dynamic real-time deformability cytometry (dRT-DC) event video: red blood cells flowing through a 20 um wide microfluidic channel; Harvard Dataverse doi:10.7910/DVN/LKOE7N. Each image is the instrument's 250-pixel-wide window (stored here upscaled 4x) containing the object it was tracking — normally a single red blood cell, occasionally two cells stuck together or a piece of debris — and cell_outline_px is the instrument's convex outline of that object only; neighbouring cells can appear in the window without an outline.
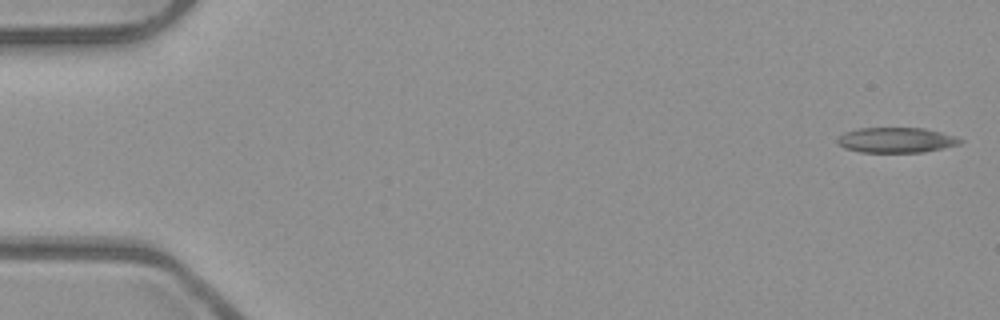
{"species": "common noctule bat (a hibernating species)", "species_latin": "Nyctalus noctula", "temperature_condition": "room temperature", "stored_images_in_passage": 5, "camera_frame_rate_fps": 3000, "um_per_image_px": 0.085, "animal": {"sex": "male", "body_mass_g": 23.1, "forearm_length_mm": 52.7}, "frame": {"image": 1, "passage_image": 1, "time_ms": 0.0, "image_size_px": [1000, 320], "cell_outline_px": [[964, 140], [960, 144], [944, 148], [924, 152], [860, 152], [844, 148], [836, 140], [844, 132], [860, 128], [924, 128], [956, 136]], "centroid_in_image_um": [76.2, 11.91], "position_along_channel_um": 8.8, "area_um2": 18.03}}